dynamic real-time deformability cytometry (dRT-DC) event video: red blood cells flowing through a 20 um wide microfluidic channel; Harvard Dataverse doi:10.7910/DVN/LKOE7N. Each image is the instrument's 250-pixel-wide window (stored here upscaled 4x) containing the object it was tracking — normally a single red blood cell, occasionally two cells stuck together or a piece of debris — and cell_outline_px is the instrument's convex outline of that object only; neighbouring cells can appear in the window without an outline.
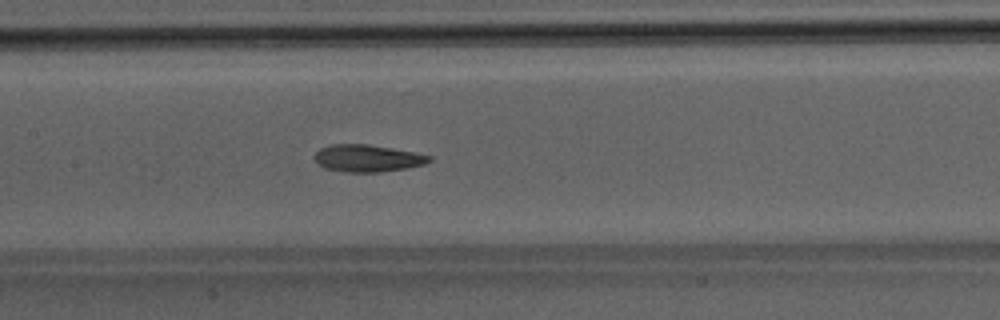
{"species": "Egyptian fruit bat (a non-hibernating species)", "species_latin": "Rousettus aegyptiacus", "temperature_condition": "room temperature", "stored_images_in_passage": 42, "camera_frame_rate_fps": 3000, "um_per_image_px": 0.085, "animal": {"sex": "male"}, "frame": {"image": 1, "passage_image": 18, "time_ms": 5.667, "image_size_px": [1000, 320], "cell_outline_px": [[432, 160], [424, 164], [408, 168], [380, 172], [344, 172], [324, 168], [316, 164], [312, 156], [320, 148], [332, 144], [368, 144], [392, 148], [432, 156]], "centroid_in_image_um": [31.18, 13.46], "position_along_channel_um": 176.2, "area_um2": 18.32}}
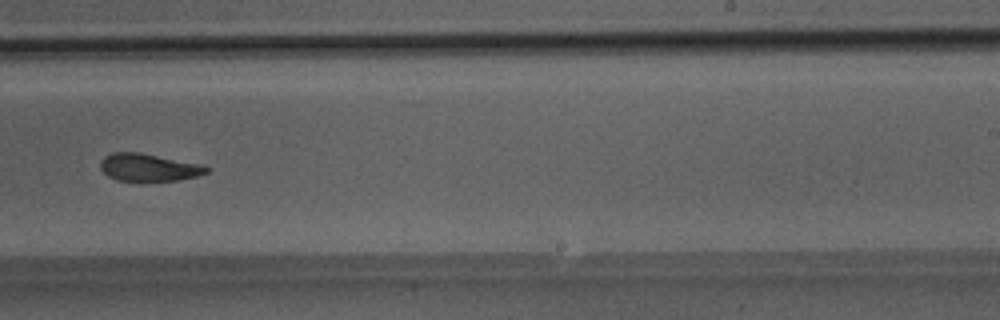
{"frame": {"image": 2, "passage_image": 25, "time_ms": 8.0, "image_size_px": [1000, 320], "cell_outline_px": [[212, 168], [208, 172], [196, 176], [176, 180], [116, 180], [108, 176], [100, 168], [100, 160], [104, 156], [112, 152], [140, 152], [200, 164]], "centroid_in_image_um": [12.61, 14.21], "position_along_channel_um": 276.4, "area_um2": 16.88}}
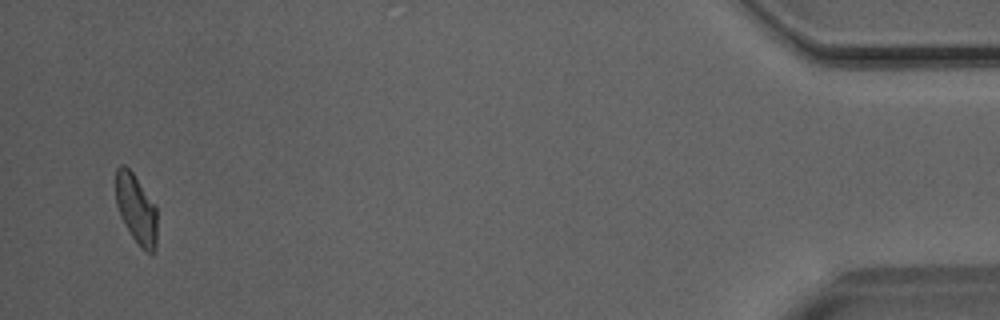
{"frame": {"image": 3, "passage_image": 41, "time_ms": 13.333, "image_size_px": [1000, 320], "cell_outline_px": [[156, 248], [152, 252], [144, 252], [140, 248], [132, 236], [120, 216], [116, 204], [116, 168], [120, 164], [124, 164], [132, 172], [156, 204]], "centroid_in_image_um": [11.58, 17.75], "position_along_channel_um": 423.6, "area_um2": 16.82}}